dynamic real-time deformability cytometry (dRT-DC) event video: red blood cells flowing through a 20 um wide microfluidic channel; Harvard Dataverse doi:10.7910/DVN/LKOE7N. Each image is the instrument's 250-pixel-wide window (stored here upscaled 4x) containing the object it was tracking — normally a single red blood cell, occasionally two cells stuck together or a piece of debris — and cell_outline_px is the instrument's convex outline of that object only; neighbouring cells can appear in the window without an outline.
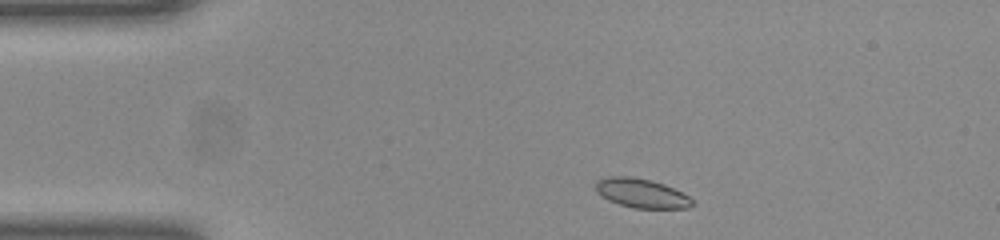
{"species": "common noctule bat (a hibernating species)", "species_latin": "Nyctalus noctula", "temperature_condition": "room temperature", "stored_images_in_passage": 43, "camera_frame_rate_fps": 3000, "um_per_image_px": 0.085, "animal": {"sex": "female", "body_mass_g": 23.0, "forearm_length_mm": 53.4}, "frame": {"image": 1, "passage_image": 2, "time_ms": 0.333, "image_size_px": [1000, 240], "cell_outline_px": [[692, 204], [688, 208], [636, 208], [620, 204], [596, 192], [596, 184], [600, 180], [608, 176], [632, 176], [664, 184], [688, 196], [692, 200]], "centroid_in_image_um": [54.53, 16.42], "position_along_channel_um": 30.5, "area_um2": 15.9}}
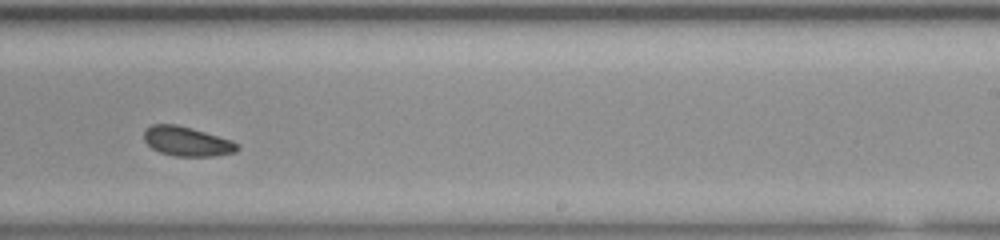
{"frame": {"image": 2, "passage_image": 24, "time_ms": 7.667, "image_size_px": [1000, 240], "cell_outline_px": [[240, 148], [236, 152], [212, 156], [176, 156], [160, 152], [152, 148], [144, 140], [144, 132], [152, 124], [176, 124], [192, 128], [232, 140], [240, 144]], "centroid_in_image_um": [15.92, 12.02], "position_along_channel_um": 273.1, "area_um2": 16.01}}
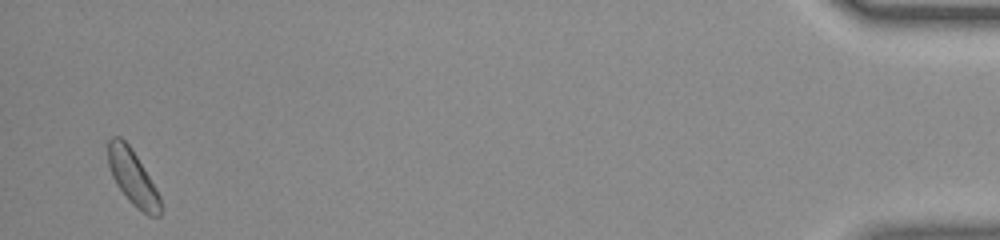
{"frame": {"image": 3, "passage_image": 42, "time_ms": 13.667, "image_size_px": [1000, 240], "cell_outline_px": [[160, 216], [148, 216], [136, 208], [128, 200], [116, 184], [112, 176], [108, 164], [108, 140], [112, 136], [120, 136], [132, 148], [160, 196]], "centroid_in_image_um": [11.25, 15.08], "position_along_channel_um": 423.9, "area_um2": 16.7}, "authors_computed_cell_mechanics": {"area_um2": 16.3574, "velocity_mm_per_s": 3.9922, "shape_relaxation_time_tau1_ms": 4.896, "shape_relaxation_time_tau2_ms": 4.7715, "deformation_change_tau1": 0.1048, "deformation_change_tau2": 0.098}}